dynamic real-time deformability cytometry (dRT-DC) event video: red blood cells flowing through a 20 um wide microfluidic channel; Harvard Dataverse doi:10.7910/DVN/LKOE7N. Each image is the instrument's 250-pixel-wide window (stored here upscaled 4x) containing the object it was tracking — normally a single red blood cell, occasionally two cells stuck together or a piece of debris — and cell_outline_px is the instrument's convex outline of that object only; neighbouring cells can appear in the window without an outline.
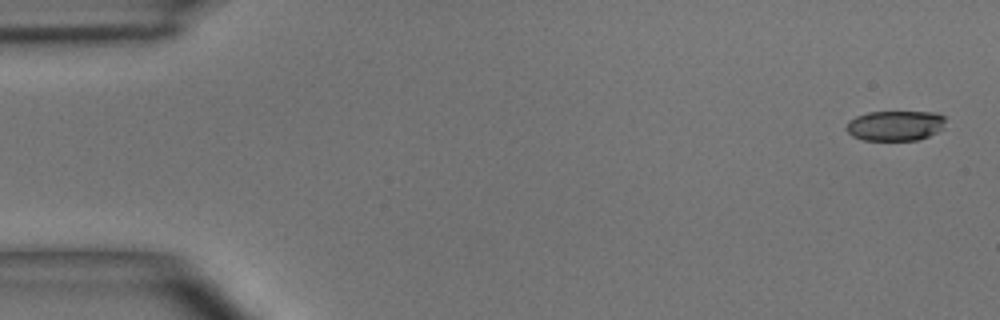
{"species": "common noctule bat (a hibernating species)", "species_latin": "Nyctalus noctula", "temperature_condition": "room temperature", "stored_images_in_passage": 4, "camera_frame_rate_fps": 3000, "um_per_image_px": 0.085, "animal": {"sex": "male", "body_mass_g": 15.6}, "frame": {"image": 1, "passage_image": 1, "time_ms": 0.0, "image_size_px": [1000, 320], "cell_outline_px": [[944, 120], [940, 128], [936, 132], [928, 136], [916, 140], [864, 140], [852, 136], [848, 132], [848, 120], [856, 116], [868, 112], [936, 112], [944, 116]], "centroid_in_image_um": [76.06, 10.67], "position_along_channel_um": 8.9, "area_um2": 17.17}}
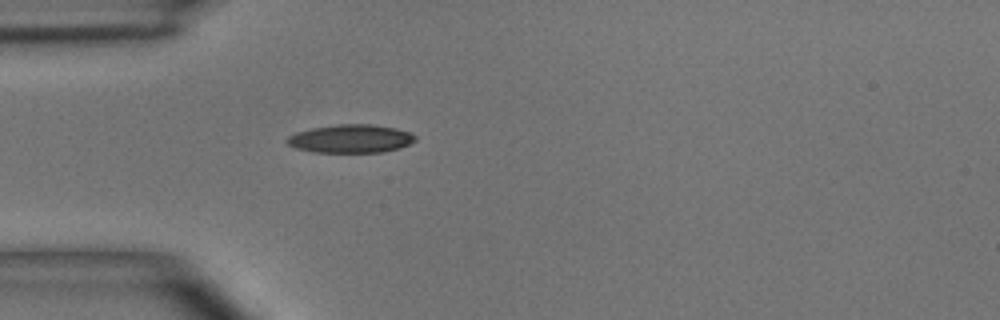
{"frame": {"image": 2, "passage_image": 4, "time_ms": 4.333, "image_size_px": [1000, 320], "cell_outline_px": [[416, 140], [400, 148], [384, 152], [312, 152], [296, 148], [288, 144], [284, 140], [288, 136], [296, 132], [312, 128], [340, 124], [372, 124], [396, 128], [408, 132], [416, 136]], "centroid_in_image_um": [29.8, 11.79], "position_along_channel_um": 55.2, "area_um2": 21.15}}